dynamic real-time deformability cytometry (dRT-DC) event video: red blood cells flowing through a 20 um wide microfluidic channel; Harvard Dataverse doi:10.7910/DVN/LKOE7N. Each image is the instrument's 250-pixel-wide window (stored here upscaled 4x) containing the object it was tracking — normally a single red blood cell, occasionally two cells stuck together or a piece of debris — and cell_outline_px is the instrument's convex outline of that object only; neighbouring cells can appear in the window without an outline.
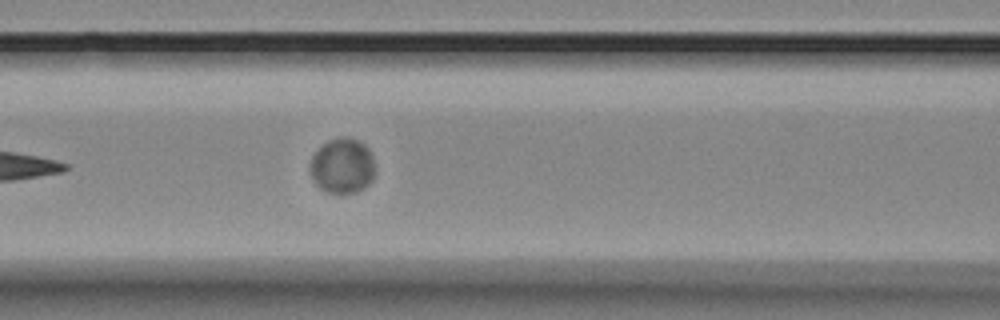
{"species": "Egyptian fruit bat (a non-hibernating species)", "species_latin": "Rousettus aegyptiacus", "temperature_condition": "room temperature", "stored_images_in_passage": 6, "camera_frame_rate_fps": 3000, "um_per_image_px": 0.085, "animal": {"sex": "female"}, "frame": {"image": 1, "passage_image": 6, "time_ms": 6.0, "image_size_px": [1000, 320], "cell_outline_px": [[372, 180], [364, 188], [356, 192], [328, 192], [320, 188], [312, 180], [308, 168], [312, 156], [328, 140], [340, 136], [356, 140], [364, 144], [368, 148], [372, 156]], "centroid_in_image_um": [29.05, 14.1], "position_along_channel_um": 137.5, "area_um2": 20.58}}